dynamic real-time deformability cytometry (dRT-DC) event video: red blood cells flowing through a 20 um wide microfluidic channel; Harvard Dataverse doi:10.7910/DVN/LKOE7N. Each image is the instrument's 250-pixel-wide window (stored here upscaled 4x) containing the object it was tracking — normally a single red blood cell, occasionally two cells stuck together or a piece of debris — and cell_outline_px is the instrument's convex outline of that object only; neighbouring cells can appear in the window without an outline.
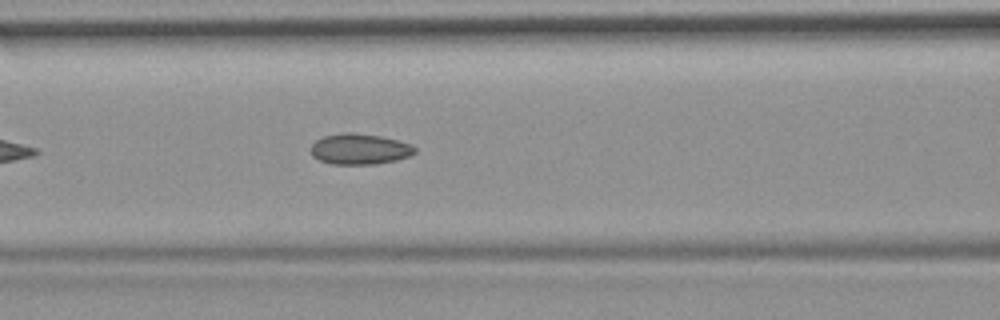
{"species": "common noctule bat (a hibernating species)", "species_latin": "Nyctalus noctula", "temperature_condition": "room temperature", "stored_images_in_passage": 33, "camera_frame_rate_fps": 3000, "um_per_image_px": 0.085, "animal": {"sex": "female", "body_mass_g": 19.9}, "frame": {"image": 1, "passage_image": 10, "time_ms": 3.0, "image_size_px": [1000, 320], "cell_outline_px": [[416, 152], [408, 156], [396, 160], [376, 164], [332, 164], [320, 160], [312, 156], [312, 144], [316, 140], [324, 136], [344, 132], [352, 132], [380, 136], [400, 140], [412, 144], [416, 148]], "centroid_in_image_um": [30.6, 12.66], "position_along_channel_um": 136.0, "area_um2": 18.67}}
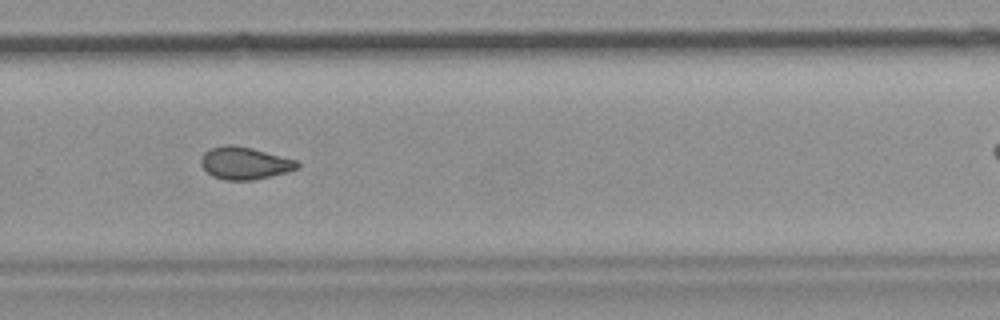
{"frame": {"image": 2, "passage_image": 24, "time_ms": 7.667, "image_size_px": [1000, 320], "cell_outline_px": [[300, 164], [296, 168], [288, 172], [256, 180], [224, 180], [212, 176], [200, 164], [200, 160], [204, 152], [212, 148], [224, 144], [232, 144], [252, 148], [296, 160]], "centroid_in_image_um": [20.78, 13.87], "position_along_channel_um": 309.0, "area_um2": 18.21}, "authors_computed_cell_mechanics": {"area_um2": 18.0914, "velocity_mm_per_s": 3.7248, "shape_relaxation_time_tau1_ms": null, "shape_relaxation_time_tau2_ms": 3.1144, "deformation_change_tau1": null, "deformation_change_tau2": 0.0862}}